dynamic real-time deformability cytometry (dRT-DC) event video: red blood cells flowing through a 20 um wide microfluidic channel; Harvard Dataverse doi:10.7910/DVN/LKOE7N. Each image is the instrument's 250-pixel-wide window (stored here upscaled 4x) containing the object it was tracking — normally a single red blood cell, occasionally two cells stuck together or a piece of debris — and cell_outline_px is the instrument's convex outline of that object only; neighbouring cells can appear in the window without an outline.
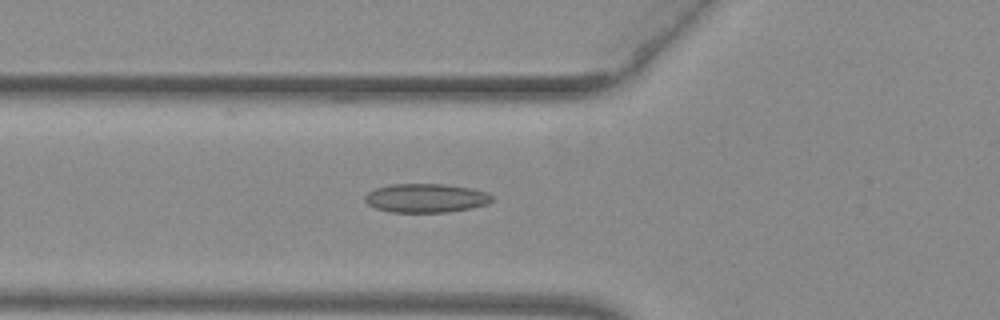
{"species": "common noctule bat (a hibernating species)", "species_latin": "Nyctalus noctula", "temperature_condition": "warm", "stored_images_in_passage": 35, "camera_frame_rate_fps": 3000, "um_per_image_px": 0.085, "animal": {"sex": "female", "body_mass_g": 29.2, "forearm_length_mm": 56.3}, "frame": {"image": 1, "passage_image": 2, "time_ms": 0.333, "image_size_px": [1000, 320], "cell_outline_px": [[492, 200], [488, 204], [472, 208], [448, 212], [392, 212], [376, 208], [368, 204], [364, 200], [364, 196], [368, 192], [376, 188], [392, 184], [444, 184], [472, 188], [488, 192], [492, 196]], "centroid_in_image_um": [36.22, 16.83], "position_along_channel_um": 89.6, "area_um2": 21.44}}
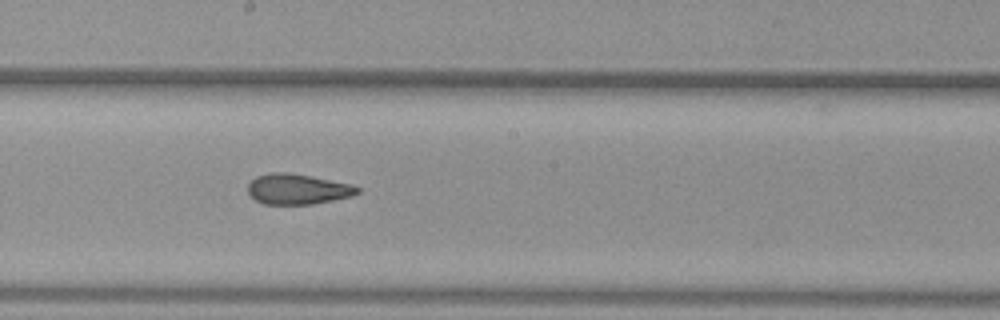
{"frame": {"image": 2, "passage_image": 12, "time_ms": 3.667, "image_size_px": [1000, 320], "cell_outline_px": [[360, 192], [352, 196], [312, 204], [264, 204], [256, 200], [248, 192], [248, 184], [256, 176], [272, 172], [288, 172], [352, 184], [360, 188]], "centroid_in_image_um": [25.3, 16.07], "position_along_channel_um": 222.9, "area_um2": 19.31}}
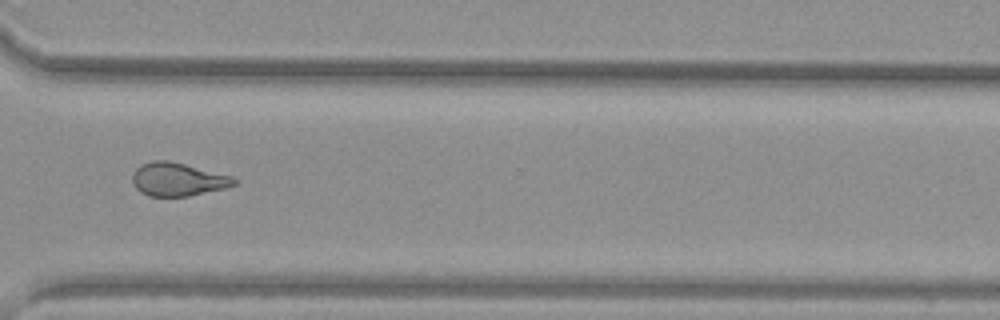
{"frame": {"image": 3, "passage_image": 22, "time_ms": 7.0, "image_size_px": [1000, 320], "cell_outline_px": [[240, 180], [236, 184], [224, 188], [188, 196], [148, 196], [140, 192], [136, 188], [132, 180], [132, 176], [136, 168], [140, 164], [152, 160], [168, 160], [232, 176]], "centroid_in_image_um": [15.1, 15.24], "position_along_channel_um": 355.5, "area_um2": 19.71}}